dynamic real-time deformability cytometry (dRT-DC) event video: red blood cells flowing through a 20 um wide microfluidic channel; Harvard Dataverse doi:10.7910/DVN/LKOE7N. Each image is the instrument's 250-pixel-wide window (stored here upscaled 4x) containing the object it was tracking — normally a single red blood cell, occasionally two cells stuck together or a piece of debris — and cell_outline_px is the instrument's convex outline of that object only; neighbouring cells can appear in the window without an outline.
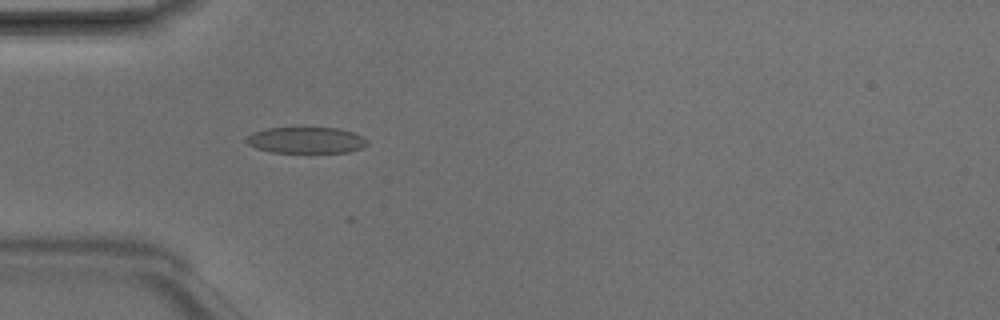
{"species": "Egyptian fruit bat (a non-hibernating species)", "species_latin": "Rousettus aegyptiacus", "temperature_condition": "room temperature", "stored_images_in_passage": 5, "camera_frame_rate_fps": 3000, "um_per_image_px": 0.085, "animal": {"sex": "male"}, "frame": {"image": 1, "passage_image": 5, "time_ms": 1.333, "image_size_px": [1000, 320], "cell_outline_px": [[368, 144], [360, 148], [348, 152], [272, 152], [256, 148], [248, 144], [244, 140], [252, 132], [268, 128], [340, 128], [352, 132], [368, 140]], "centroid_in_image_um": [26.0, 11.91], "position_along_channel_um": 59.0, "area_um2": 18.32}}